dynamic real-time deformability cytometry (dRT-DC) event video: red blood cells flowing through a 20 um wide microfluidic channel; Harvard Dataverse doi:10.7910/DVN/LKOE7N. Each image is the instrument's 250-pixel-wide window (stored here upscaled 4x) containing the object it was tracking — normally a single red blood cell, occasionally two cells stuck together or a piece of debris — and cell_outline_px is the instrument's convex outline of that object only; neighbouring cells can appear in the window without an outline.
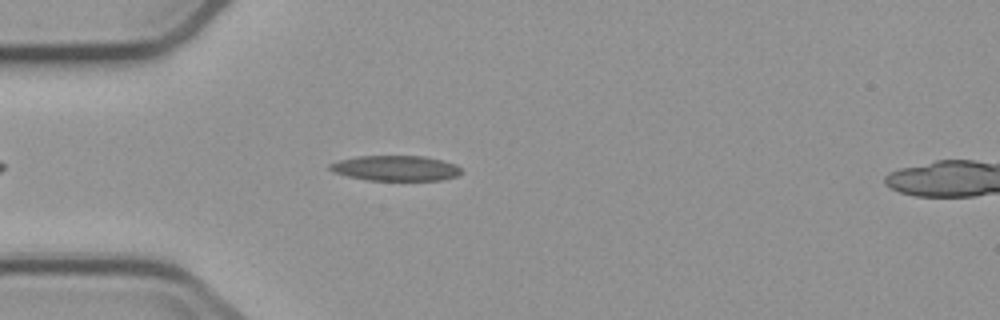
{"species": "common noctule bat (a hibernating species)", "species_latin": "Nyctalus noctula", "temperature_condition": "cold", "stored_images_in_passage": 3, "camera_frame_rate_fps": 3000, "um_per_image_px": 0.085, "animal": {"sex": "male", "body_mass_g": 23.1, "forearm_length_mm": 52.7}, "frame": {"image": 1, "passage_image": 2, "time_ms": 1.333, "image_size_px": [1000, 320], "cell_outline_px": [[460, 172], [456, 176], [444, 180], [368, 180], [348, 176], [332, 172], [328, 168], [328, 164], [340, 160], [356, 156], [424, 156], [456, 164], [460, 168]], "centroid_in_image_um": [33.59, 14.29], "position_along_channel_um": 51.4, "area_um2": 19.31}}